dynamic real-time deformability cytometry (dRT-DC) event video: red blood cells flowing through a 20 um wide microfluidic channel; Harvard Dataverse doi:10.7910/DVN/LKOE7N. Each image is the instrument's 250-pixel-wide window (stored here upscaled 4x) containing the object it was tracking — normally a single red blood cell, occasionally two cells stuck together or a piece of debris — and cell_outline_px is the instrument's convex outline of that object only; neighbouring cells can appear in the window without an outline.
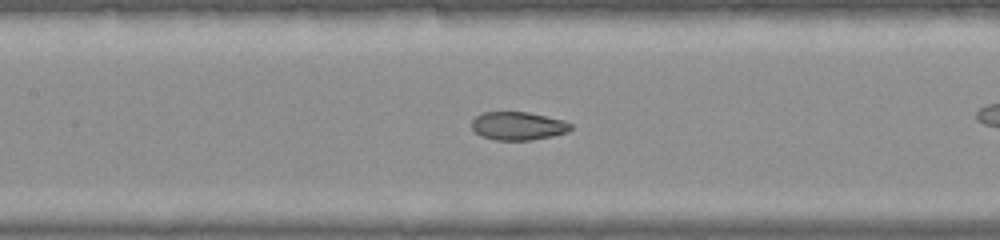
{"species": "common noctule bat (a hibernating species)", "species_latin": "Nyctalus noctula", "temperature_condition": "warm", "stored_images_in_passage": 31, "camera_frame_rate_fps": 3000, "um_per_image_px": 0.085, "animal": {"sex": "female", "body_mass_g": 22.0, "forearm_length_mm": 56.7}, "frame": {"image": 1, "passage_image": 18, "time_ms": 5.667, "image_size_px": [1000, 240], "cell_outline_px": [[572, 128], [568, 132], [552, 136], [532, 140], [496, 140], [480, 136], [472, 128], [472, 120], [476, 116], [484, 112], [528, 112], [564, 120], [572, 124]], "centroid_in_image_um": [44.05, 10.71], "position_along_channel_um": 163.4, "area_um2": 16.36}}